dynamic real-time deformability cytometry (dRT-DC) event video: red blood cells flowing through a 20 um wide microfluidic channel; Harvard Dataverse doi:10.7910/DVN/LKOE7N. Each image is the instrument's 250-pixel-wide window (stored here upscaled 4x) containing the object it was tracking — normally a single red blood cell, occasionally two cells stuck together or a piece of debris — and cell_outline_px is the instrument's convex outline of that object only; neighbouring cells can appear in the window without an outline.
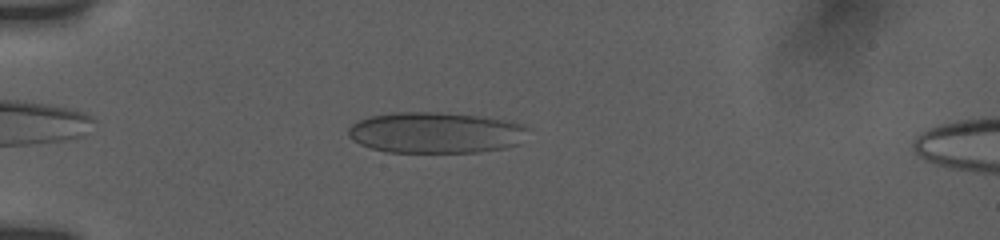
{"species": "human", "species_latin": "Homo sapiens", "temperature_condition": "room temperature", "stored_images_in_passage": 15, "camera_frame_rate_fps": 3000, "um_per_image_px": 0.085, "donor": {"sex": "female"}, "frame": {"image": 1, "passage_image": 5, "time_ms": 1.333, "image_size_px": [1000, 240], "cell_outline_px": [[528, 128], [520, 144], [504, 148], [476, 152], [388, 152], [372, 148], [360, 144], [348, 136], [348, 128], [352, 124], [368, 116], [392, 112], [440, 112], [512, 120], [524, 124]], "centroid_in_image_um": [37.04, 11.27], "position_along_channel_um": 48.0, "area_um2": 43.18}}
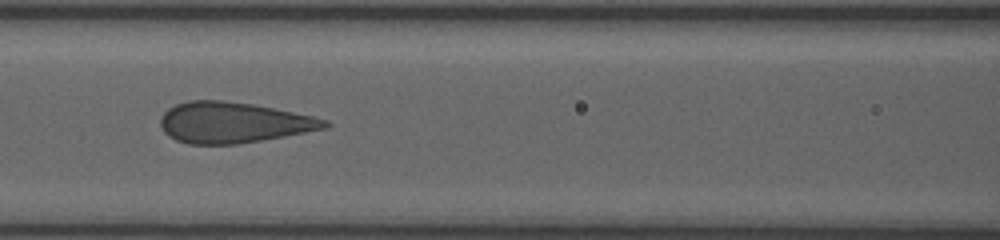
{"frame": {"image": 2, "passage_image": 11, "time_ms": 4.667, "image_size_px": [1000, 240], "cell_outline_px": [[332, 124], [328, 128], [284, 136], [236, 144], [188, 144], [176, 140], [168, 136], [164, 132], [160, 124], [160, 120], [164, 112], [168, 108], [176, 104], [188, 100], [224, 100], [252, 104], [312, 116], [328, 120]], "centroid_in_image_um": [19.81, 10.41], "position_along_channel_um": 146.8, "area_um2": 38.96}}
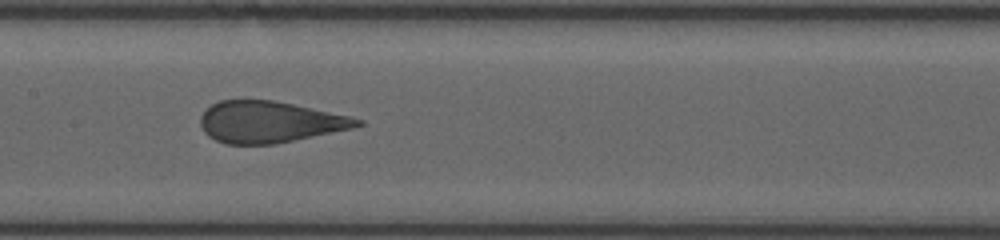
{"frame": {"image": 3, "passage_image": 13, "time_ms": 5.667, "image_size_px": [1000, 240], "cell_outline_px": [[364, 124], [352, 128], [272, 144], [228, 144], [216, 140], [208, 136], [204, 132], [200, 124], [200, 116], [212, 104], [220, 100], [272, 100], [292, 104], [348, 116], [364, 120]], "centroid_in_image_um": [22.87, 10.36], "position_along_channel_um": 184.5, "area_um2": 37.28}}